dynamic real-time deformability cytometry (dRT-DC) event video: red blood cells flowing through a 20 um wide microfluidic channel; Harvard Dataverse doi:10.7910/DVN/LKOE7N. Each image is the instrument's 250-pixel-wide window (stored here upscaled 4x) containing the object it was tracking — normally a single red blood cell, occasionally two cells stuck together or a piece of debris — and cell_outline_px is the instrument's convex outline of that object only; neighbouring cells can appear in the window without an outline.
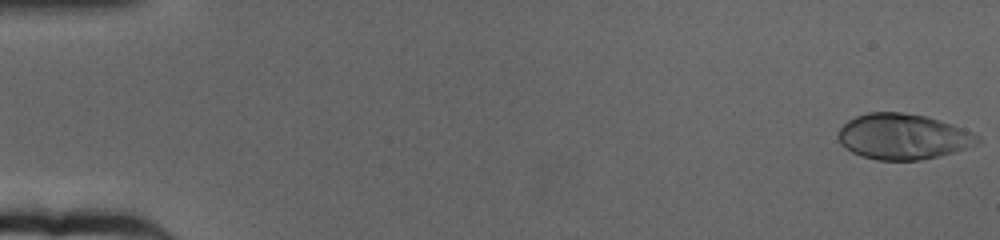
{"species": "human", "species_latin": "Homo sapiens", "temperature_condition": "cold", "stored_images_in_passage": 65, "camera_frame_rate_fps": 3000, "um_per_image_px": 0.085, "donor": {"sex": "female"}, "frame": {"image": 1, "passage_image": 1, "time_ms": 0.0, "image_size_px": [1000, 240], "cell_outline_px": [[980, 144], [952, 152], [920, 160], [876, 160], [860, 156], [852, 152], [840, 144], [836, 136], [836, 132], [848, 120], [856, 116], [868, 112], [900, 112], [924, 116], [940, 120], [964, 128], [980, 136]], "centroid_in_image_um": [76.73, 11.61], "position_along_channel_um": 8.3, "area_um2": 37.22}}
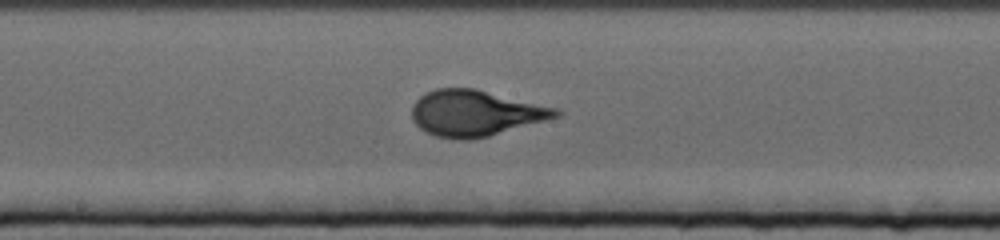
{"frame": {"image": 2, "passage_image": 35, "time_ms": 11.333, "image_size_px": [1000, 240], "cell_outline_px": [[564, 112], [560, 116], [548, 120], [488, 136], [472, 140], [456, 140], [436, 136], [420, 128], [412, 120], [412, 108], [416, 100], [424, 92], [436, 88], [476, 88], [560, 108]], "centroid_in_image_um": [40.45, 9.61], "position_along_channel_um": 207.7, "area_um2": 39.07}}
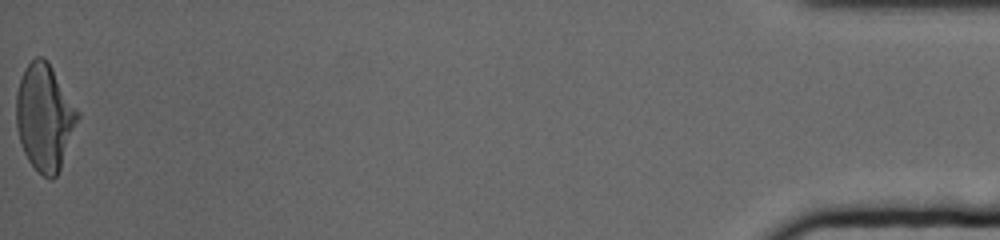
{"frame": {"image": 3, "passage_image": 65, "time_ms": 21.333, "image_size_px": [1000, 240], "cell_outline_px": [[80, 116], [60, 168], [56, 176], [52, 180], [48, 180], [28, 160], [24, 152], [16, 128], [16, 92], [24, 68], [36, 56], [44, 56], [48, 60], [80, 112]], "centroid_in_image_um": [3.79, 9.93], "position_along_channel_um": 431.4, "area_um2": 38.21}}